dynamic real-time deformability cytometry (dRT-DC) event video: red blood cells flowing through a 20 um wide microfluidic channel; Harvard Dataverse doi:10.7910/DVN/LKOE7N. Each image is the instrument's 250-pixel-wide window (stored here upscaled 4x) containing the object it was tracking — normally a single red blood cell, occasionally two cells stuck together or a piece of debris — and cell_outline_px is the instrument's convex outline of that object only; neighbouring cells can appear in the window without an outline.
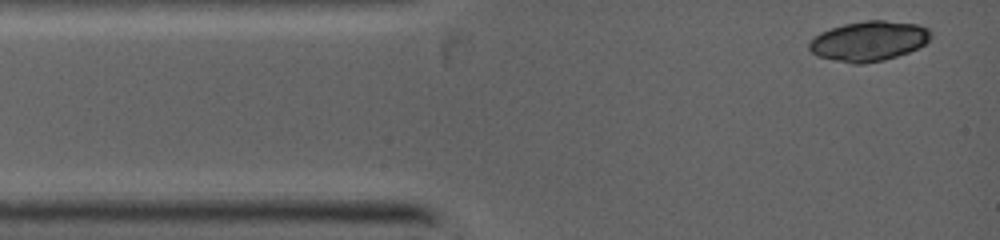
{"species": "common noctule bat (a hibernating species)", "species_latin": "Nyctalus noctula", "temperature_condition": "warm", "stored_images_in_passage": 2, "camera_frame_rate_fps": 5000, "um_per_image_px": 0.085, "animal": {"sex": "female", "body_mass_g": 19.0, "forearm_length_mm": 53.3}, "frame": {"image": 1, "passage_image": 1, "time_ms": 0.0, "image_size_px": [1000, 240], "cell_outline_px": [[932, 36], [920, 48], [884, 60], [860, 64], [852, 64], [832, 60], [816, 56], [808, 48], [808, 44], [820, 32], [844, 24], [864, 20], [884, 20], [916, 24], [928, 28], [932, 32]], "centroid_in_image_um": [73.85, 3.49], "position_along_channel_um": 11.1, "area_um2": 28.38}}